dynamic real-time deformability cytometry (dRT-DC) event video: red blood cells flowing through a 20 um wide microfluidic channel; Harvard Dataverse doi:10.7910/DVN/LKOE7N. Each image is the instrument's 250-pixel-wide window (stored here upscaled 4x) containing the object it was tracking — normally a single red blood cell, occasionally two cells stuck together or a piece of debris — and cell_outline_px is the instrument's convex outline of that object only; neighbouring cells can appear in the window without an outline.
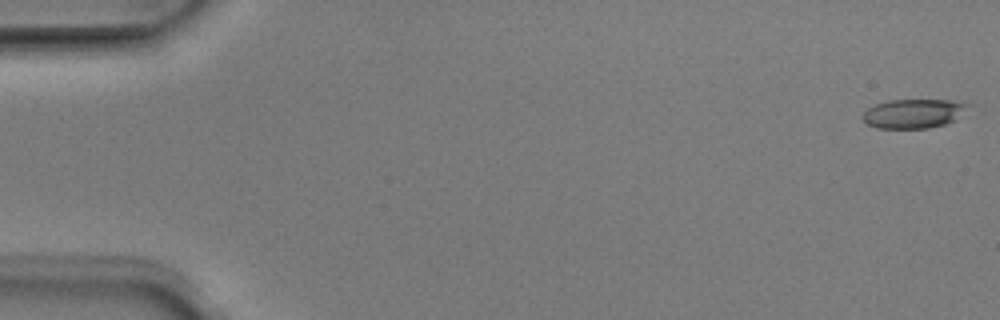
{"species": "Egyptian fruit bat (a non-hibernating species)", "species_latin": "Rousettus aegyptiacus", "temperature_condition": "room temperature", "stored_images_in_passage": 51, "camera_frame_rate_fps": 3000, "um_per_image_px": 0.085, "animal": {"sex": "male"}, "frame": {"image": 1, "passage_image": 1, "time_ms": 0.0, "image_size_px": [1000, 320], "cell_outline_px": [[972, 104], [956, 120], [944, 124], [928, 128], [876, 128], [868, 124], [860, 116], [868, 108], [876, 104], [888, 100], [952, 100]], "centroid_in_image_um": [77.67, 9.65], "position_along_channel_um": 7.3, "area_um2": 17.98}}
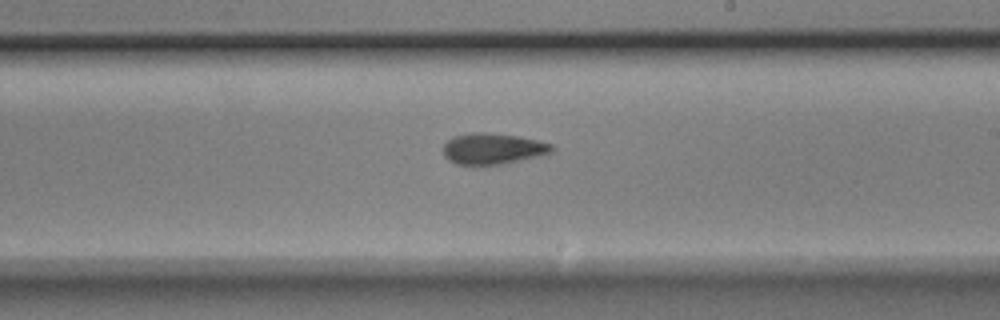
{"frame": {"image": 2, "passage_image": 30, "time_ms": 9.667, "image_size_px": [1000, 320], "cell_outline_px": [[556, 148], [552, 152], [520, 160], [500, 164], [472, 168], [456, 164], [448, 160], [444, 156], [444, 144], [452, 136], [472, 132], [484, 132], [520, 136], [552, 144]], "centroid_in_image_um": [41.83, 12.66], "position_along_channel_um": 247.2, "area_um2": 20.17}}
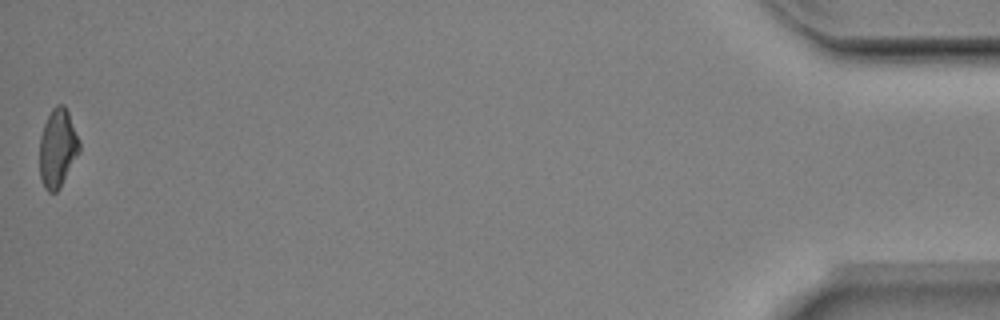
{"frame": {"image": 3, "passage_image": 51, "time_ms": 16.667, "image_size_px": [1000, 320], "cell_outline_px": [[80, 152], [60, 188], [56, 192], [48, 192], [44, 188], [40, 176], [40, 136], [44, 124], [52, 108], [56, 104], [64, 104], [68, 112], [80, 140]], "centroid_in_image_um": [4.91, 12.59], "position_along_channel_um": 430.3, "area_um2": 18.32}, "authors_computed_cell_mechanics": {"area_um2": 18.9584, "velocity_mm_per_s": 3.9831, "shape_relaxation_time_tau1_ms": 3.7979, "shape_relaxation_time_tau2_ms": 4.5944, "deformation_change_tau1": 0.146, "deformation_change_tau2": 0.1439}}